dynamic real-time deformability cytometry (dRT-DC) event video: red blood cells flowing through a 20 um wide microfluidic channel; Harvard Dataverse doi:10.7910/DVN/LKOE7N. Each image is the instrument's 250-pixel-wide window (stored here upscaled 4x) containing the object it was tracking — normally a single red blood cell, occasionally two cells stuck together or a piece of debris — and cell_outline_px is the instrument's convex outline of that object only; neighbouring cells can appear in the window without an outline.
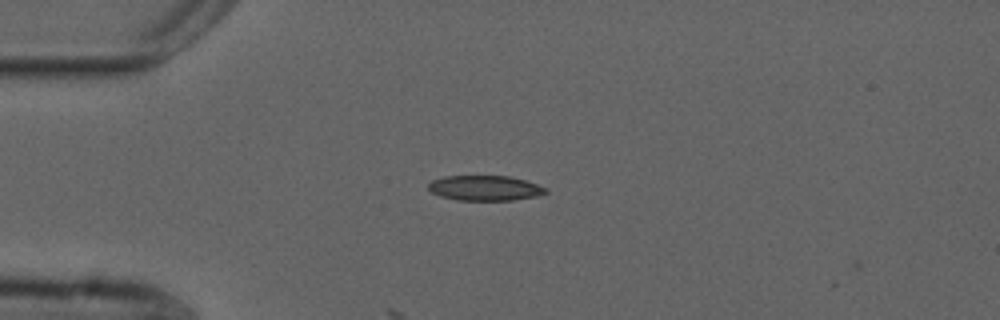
{"species": "common noctule bat (a hibernating species)", "species_latin": "Nyctalus noctula", "temperature_condition": "cold", "stored_images_in_passage": 12, "camera_frame_rate_fps": 3000, "um_per_image_px": 0.085, "animal": {"sex": "male", "forearm_length_mm": 52.5}, "frame": {"image": 1, "passage_image": 3, "time_ms": 0.667, "image_size_px": [1000, 320], "cell_outline_px": [[548, 192], [536, 196], [512, 200], [456, 200], [440, 196], [432, 192], [428, 188], [428, 184], [432, 180], [444, 176], [508, 176], [524, 180], [548, 188]], "centroid_in_image_um": [41.21, 15.98], "position_along_channel_um": 43.8, "area_um2": 17.11}}
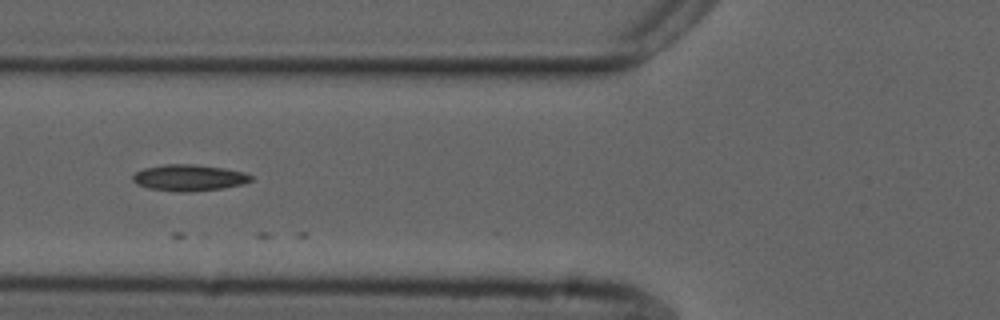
{"frame": {"image": 2, "passage_image": 10, "time_ms": 3.0, "image_size_px": [1000, 320], "cell_outline_px": [[252, 180], [244, 184], [224, 188], [188, 192], [180, 192], [148, 188], [136, 184], [132, 180], [132, 176], [136, 172], [144, 168], [164, 164], [196, 164], [224, 168], [244, 172], [252, 176]], "centroid_in_image_um": [16.07, 15.1], "position_along_channel_um": 109.7, "area_um2": 18.26}}